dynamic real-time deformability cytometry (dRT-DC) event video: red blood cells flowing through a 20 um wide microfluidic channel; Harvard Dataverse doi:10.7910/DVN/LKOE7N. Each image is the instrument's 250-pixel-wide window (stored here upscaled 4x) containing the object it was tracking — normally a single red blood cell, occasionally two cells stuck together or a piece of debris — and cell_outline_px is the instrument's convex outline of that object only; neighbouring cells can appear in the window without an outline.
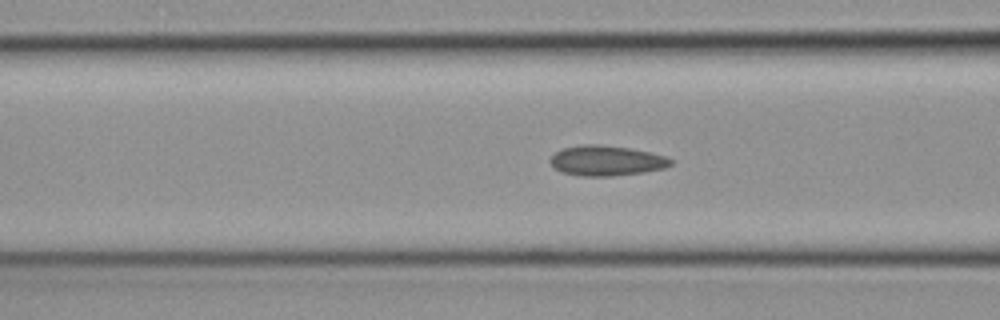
{"species": "common noctule bat (a hibernating species)", "species_latin": "Nyctalus noctula", "temperature_condition": "cold", "stored_images_in_passage": 46, "camera_frame_rate_fps": 3000, "um_per_image_px": 0.085, "animal": {"sex": "female", "body_mass_g": 19.3, "forearm_length_mm": 54.1}, "frame": {"image": 1, "passage_image": 20, "time_ms": 6.333, "image_size_px": [1000, 320], "cell_outline_px": [[672, 164], [664, 168], [644, 172], [612, 176], [580, 176], [560, 172], [548, 160], [556, 152], [564, 148], [584, 144], [596, 144], [628, 148], [648, 152], [664, 156], [672, 160]], "centroid_in_image_um": [51.52, 13.66], "position_along_channel_um": 115.1, "area_um2": 20.98}}
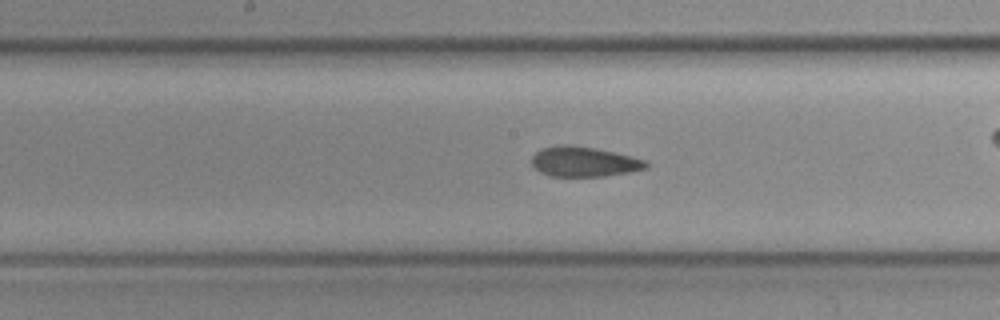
{"frame": {"image": 2, "passage_image": 26, "time_ms": 8.333, "image_size_px": [1000, 320], "cell_outline_px": [[648, 168], [628, 172], [604, 176], [548, 176], [532, 168], [532, 156], [536, 152], [544, 148], [564, 144], [568, 144], [592, 148], [632, 156], [648, 160]], "centroid_in_image_um": [49.63, 13.75], "position_along_channel_um": 198.6, "area_um2": 19.94}}
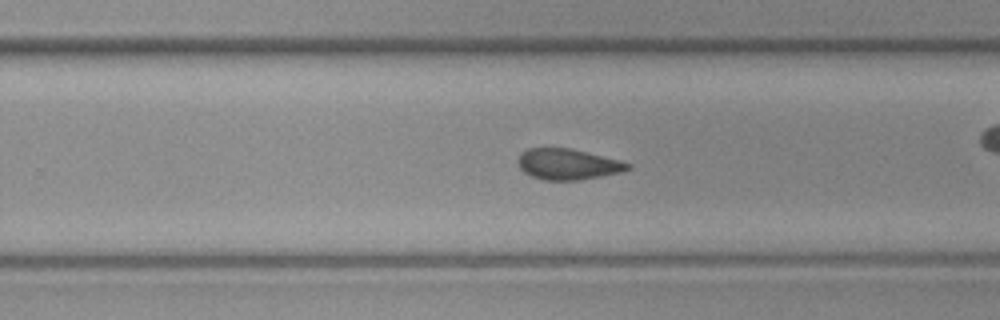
{"frame": {"image": 3, "passage_image": 32, "time_ms": 10.333, "image_size_px": [1000, 320], "cell_outline_px": [[632, 168], [620, 172], [600, 176], [576, 180], [544, 180], [532, 176], [524, 172], [520, 168], [516, 160], [528, 148], [572, 148], [620, 160], [632, 164]], "centroid_in_image_um": [48.28, 13.95], "position_along_channel_um": 281.5, "area_um2": 19.65}}